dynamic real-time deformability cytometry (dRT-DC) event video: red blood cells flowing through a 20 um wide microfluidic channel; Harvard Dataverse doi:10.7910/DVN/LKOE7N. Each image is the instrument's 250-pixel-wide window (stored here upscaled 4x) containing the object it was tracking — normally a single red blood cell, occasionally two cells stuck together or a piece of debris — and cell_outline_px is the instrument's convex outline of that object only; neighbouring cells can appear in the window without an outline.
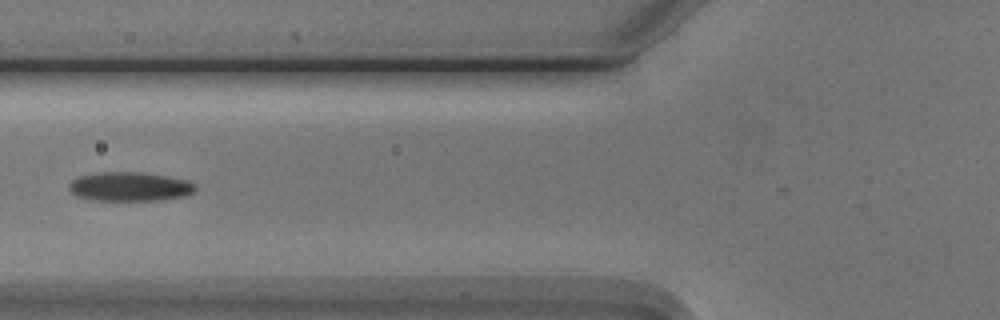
{"species": "Egyptian fruit bat (a non-hibernating species)", "species_latin": "Rousettus aegyptiacus", "temperature_condition": "cold", "stored_images_in_passage": 5, "camera_frame_rate_fps": 3000, "um_per_image_px": 0.085, "animal": {"sex": "male"}, "frame": {"image": 1, "passage_image": 3, "time_ms": 2.333, "image_size_px": [1000, 320], "cell_outline_px": [[196, 188], [192, 192], [184, 196], [160, 200], [96, 200], [76, 196], [68, 188], [68, 184], [72, 180], [80, 176], [96, 172], [144, 172], [168, 176], [188, 180], [196, 184]], "centroid_in_image_um": [11.03, 15.85], "position_along_channel_um": 114.8, "area_um2": 21.5}}
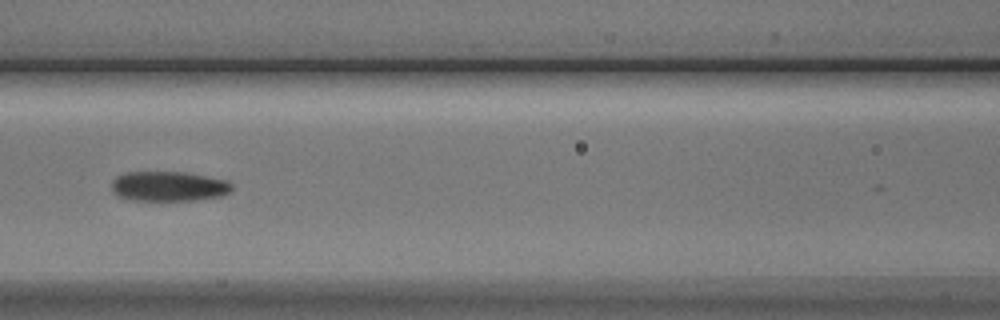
{"frame": {"image": 2, "passage_image": 4, "time_ms": 3.333, "image_size_px": [1000, 320], "cell_outline_px": [[232, 188], [228, 192], [220, 196], [196, 200], [128, 200], [116, 196], [112, 192], [112, 180], [116, 176], [124, 172], [184, 172], [228, 180], [232, 184]], "centroid_in_image_um": [14.29, 15.83], "position_along_channel_um": 152.3, "area_um2": 21.1}}
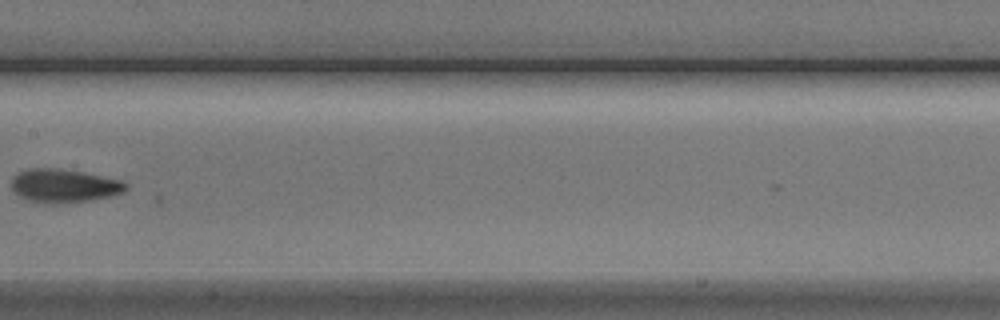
{"frame": {"image": 3, "passage_image": 5, "time_ms": 4.667, "image_size_px": [1000, 320], "cell_outline_px": [[128, 188], [124, 192], [92, 200], [64, 204], [40, 204], [28, 200], [12, 192], [12, 176], [28, 168], [56, 168], [80, 172], [124, 180], [128, 184]], "centroid_in_image_um": [5.43, 15.81], "position_along_channel_um": 202.0, "area_um2": 22.66}}